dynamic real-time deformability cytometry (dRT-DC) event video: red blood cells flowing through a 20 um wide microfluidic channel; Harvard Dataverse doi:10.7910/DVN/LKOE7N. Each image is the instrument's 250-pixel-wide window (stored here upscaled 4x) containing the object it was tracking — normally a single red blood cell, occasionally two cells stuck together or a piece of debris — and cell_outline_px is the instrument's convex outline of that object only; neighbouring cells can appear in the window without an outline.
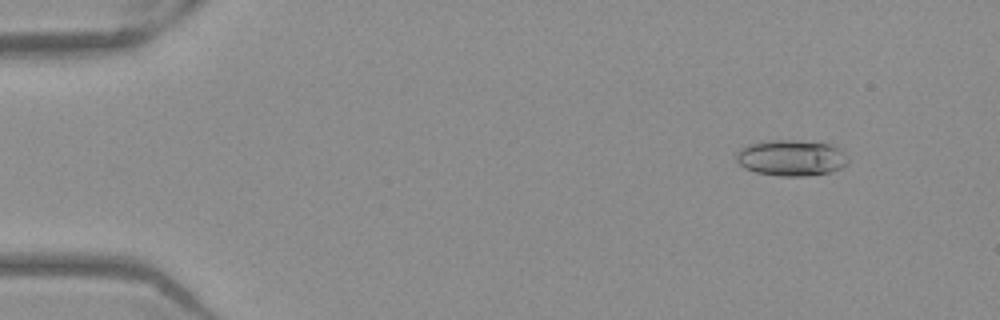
{"species": "Egyptian fruit bat (a non-hibernating species)", "species_latin": "Rousettus aegyptiacus", "temperature_condition": "warm", "stored_images_in_passage": 50, "camera_frame_rate_fps": 3000, "um_per_image_px": 0.085, "frame": {"image": 1, "passage_image": 4, "time_ms": 1.0, "image_size_px": [1000, 320], "cell_outline_px": [[848, 164], [840, 168], [828, 172], [804, 176], [780, 176], [756, 172], [744, 168], [736, 160], [736, 152], [740, 148], [748, 144], [764, 140], [792, 140], [828, 144], [840, 148], [848, 156]], "centroid_in_image_um": [67.24, 13.41], "position_along_channel_um": 17.8, "area_um2": 23.52}}
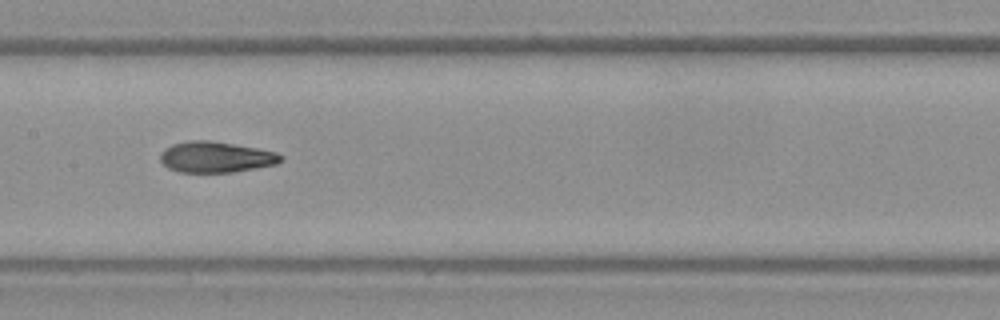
{"frame": {"image": 2, "passage_image": 25, "time_ms": 8.0, "image_size_px": [1000, 320], "cell_outline_px": [[284, 160], [276, 164], [256, 168], [232, 172], [180, 172], [168, 168], [160, 160], [160, 152], [164, 148], [172, 144], [188, 140], [208, 140], [256, 148], [276, 152], [284, 156]], "centroid_in_image_um": [18.34, 13.35], "position_along_channel_um": 189.1, "area_um2": 21.73}}
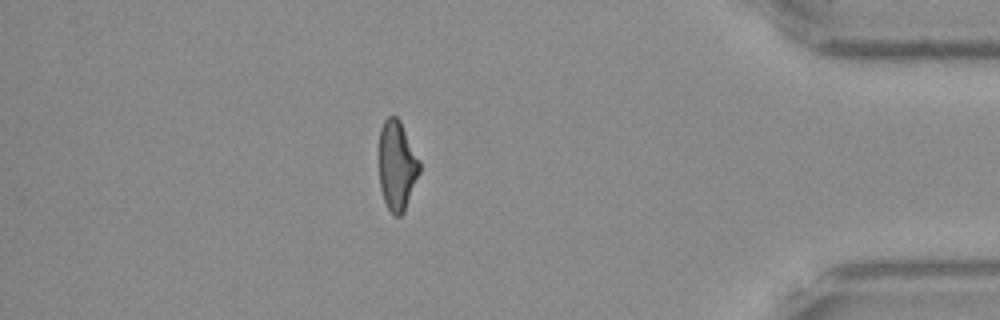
{"frame": {"image": 3, "passage_image": 44, "time_ms": 14.333, "image_size_px": [1000, 320], "cell_outline_px": [[420, 172], [404, 212], [400, 216], [392, 216], [384, 200], [380, 188], [380, 128], [384, 120], [388, 116], [396, 116], [400, 120], [420, 160]], "centroid_in_image_um": [33.75, 14.08], "position_along_channel_um": 401.4, "area_um2": 21.15}, "authors_computed_cell_mechanics": {"area_um2": 22.1374, "velocity_mm_per_s": 3.9486, "shape_relaxation_time_tau1_ms": 7.3076, "shape_relaxation_time_tau2_ms": 2.5943, "deformation_change_tau1": 0.2159, "deformation_change_tau2": 0.0926}}